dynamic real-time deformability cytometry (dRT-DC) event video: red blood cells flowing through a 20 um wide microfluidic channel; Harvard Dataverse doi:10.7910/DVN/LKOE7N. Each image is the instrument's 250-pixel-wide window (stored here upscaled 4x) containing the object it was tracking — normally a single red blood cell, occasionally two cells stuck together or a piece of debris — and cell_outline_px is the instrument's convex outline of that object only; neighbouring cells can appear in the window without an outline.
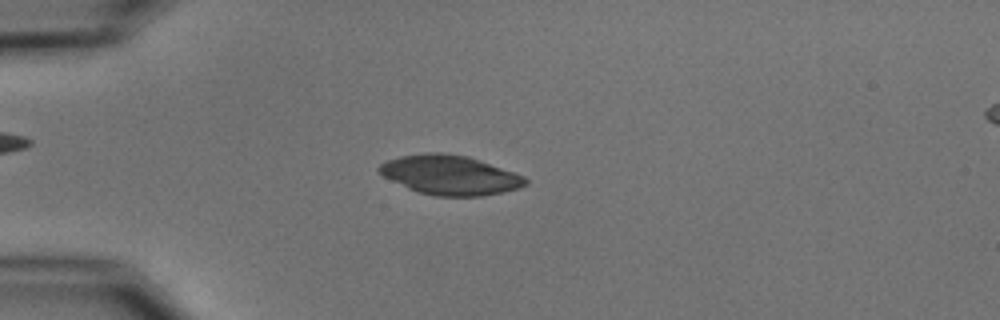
{"species": "common noctule bat (a hibernating species)", "species_latin": "Nyctalus noctula", "temperature_condition": "cold", "stored_images_in_passage": 6, "camera_frame_rate_fps": 3000, "um_per_image_px": 0.085, "animal": {"sex": "male", "body_mass_g": 15.6}, "frame": {"image": 1, "passage_image": 4, "time_ms": 3.333, "image_size_px": [1000, 320], "cell_outline_px": [[528, 184], [520, 188], [504, 192], [480, 196], [436, 196], [420, 192], [408, 188], [384, 176], [376, 168], [380, 164], [388, 160], [400, 156], [424, 152], [444, 152], [468, 156], [480, 160], [524, 176], [528, 180]], "centroid_in_image_um": [38.27, 14.87], "position_along_channel_um": 46.7, "area_um2": 33.58}}